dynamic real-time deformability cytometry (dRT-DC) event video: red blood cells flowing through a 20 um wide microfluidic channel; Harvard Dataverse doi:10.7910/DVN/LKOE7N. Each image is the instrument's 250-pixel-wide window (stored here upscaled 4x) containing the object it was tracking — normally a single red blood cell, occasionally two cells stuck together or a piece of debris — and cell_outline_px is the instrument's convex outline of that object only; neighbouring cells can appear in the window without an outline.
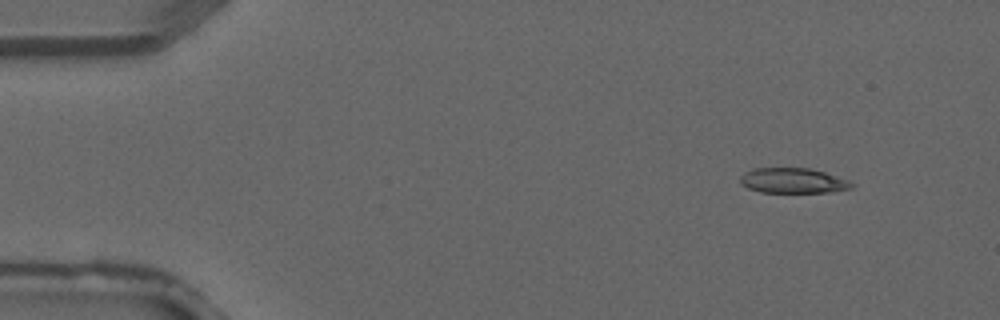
{"species": "common noctule bat (a hibernating species)", "species_latin": "Nyctalus noctula", "temperature_condition": "warm", "stored_images_in_passage": 4, "camera_frame_rate_fps": 3000, "um_per_image_px": 0.085, "animal": {"sex": "male", "forearm_length_mm": 52.5}, "frame": {"image": 1, "passage_image": 1, "time_ms": 0.0, "image_size_px": [1000, 320], "cell_outline_px": [[856, 184], [852, 188], [832, 192], [760, 192], [748, 188], [740, 184], [740, 176], [744, 172], [756, 168], [808, 168], [824, 172], [848, 180]], "centroid_in_image_um": [67.4, 15.36], "position_along_channel_um": 17.6, "area_um2": 16.36}}
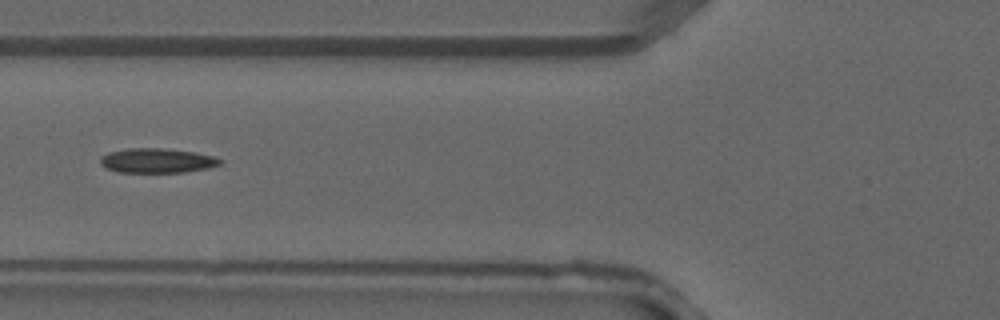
{"frame": {"image": 2, "passage_image": 4, "time_ms": 1.0, "image_size_px": [1000, 320], "cell_outline_px": [[224, 160], [220, 164], [208, 168], [184, 172], [120, 172], [108, 168], [100, 164], [100, 156], [108, 152], [128, 148], [164, 148], [196, 152], [216, 156]], "centroid_in_image_um": [13.38, 13.64], "position_along_channel_um": 112.4, "area_um2": 17.28}}